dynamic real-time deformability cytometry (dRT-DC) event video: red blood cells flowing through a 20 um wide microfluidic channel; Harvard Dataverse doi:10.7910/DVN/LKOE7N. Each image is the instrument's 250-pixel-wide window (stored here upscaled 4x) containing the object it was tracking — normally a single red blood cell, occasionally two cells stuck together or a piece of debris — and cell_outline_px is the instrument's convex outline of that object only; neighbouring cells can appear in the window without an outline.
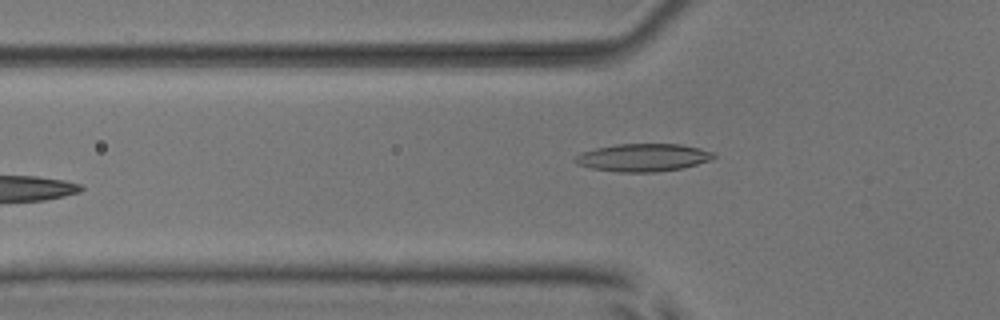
{"species": "common noctule bat (a hibernating species)", "species_latin": "Nyctalus noctula", "temperature_condition": "room temperature", "stored_images_in_passage": 5, "camera_frame_rate_fps": 3000, "um_per_image_px": 0.085, "animal": {"sex": "male", "body_mass_g": 17.9, "forearm_length_mm": 54.2}, "frame": {"image": 1, "passage_image": 5, "time_ms": 5.0, "image_size_px": [1000, 320], "cell_outline_px": [[716, 156], [708, 160], [696, 164], [680, 168], [656, 172], [616, 172], [592, 168], [576, 164], [572, 160], [580, 152], [596, 148], [616, 144], [680, 144], [700, 148], [712, 152]], "centroid_in_image_um": [54.6, 13.39], "position_along_channel_um": 71.2, "area_um2": 22.31}}